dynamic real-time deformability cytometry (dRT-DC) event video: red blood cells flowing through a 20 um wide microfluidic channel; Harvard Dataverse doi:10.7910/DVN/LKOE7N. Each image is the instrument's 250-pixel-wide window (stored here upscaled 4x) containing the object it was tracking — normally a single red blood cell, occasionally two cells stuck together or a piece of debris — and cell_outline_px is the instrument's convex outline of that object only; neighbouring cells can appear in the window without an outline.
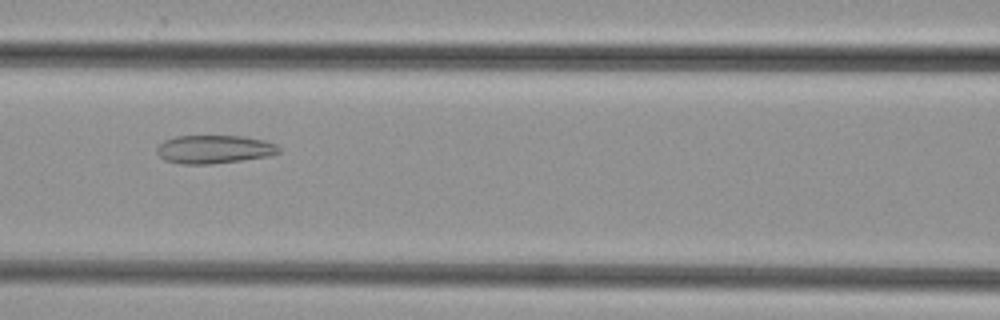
{"species": "common noctule bat (a hibernating species)", "species_latin": "Nyctalus noctula", "temperature_condition": "cold", "stored_images_in_passage": 49, "camera_frame_rate_fps": 3000, "um_per_image_px": 0.085, "animal": {"sex": "female", "body_mass_g": 29.2, "forearm_length_mm": 56.3}, "frame": {"image": 1, "passage_image": 22, "time_ms": 7.0, "image_size_px": [1000, 320], "cell_outline_px": [[280, 152], [272, 156], [212, 164], [180, 164], [164, 160], [156, 152], [156, 148], [164, 140], [176, 136], [244, 136], [264, 140], [276, 144], [280, 148]], "centroid_in_image_um": [18.22, 12.69], "position_along_channel_um": 148.4, "area_um2": 20.35}}
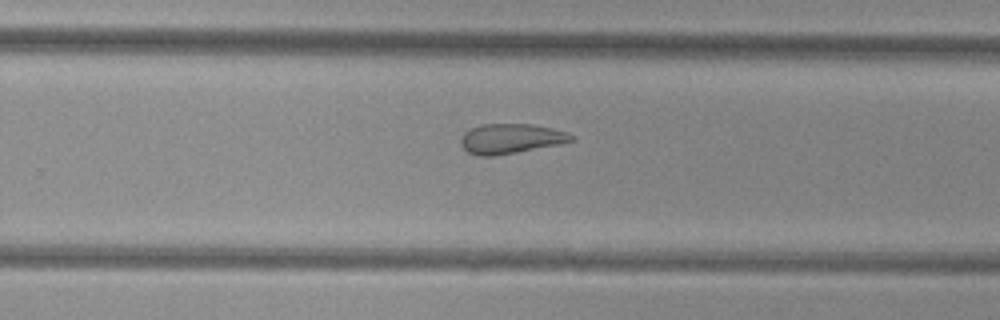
{"frame": {"image": 2, "passage_image": 32, "time_ms": 10.333, "image_size_px": [1000, 320], "cell_outline_px": [[576, 140], [560, 144], [516, 152], [492, 156], [480, 156], [468, 152], [460, 144], [460, 136], [464, 132], [480, 124], [532, 124], [552, 128], [568, 132], [576, 136]], "centroid_in_image_um": [43.44, 11.78], "position_along_channel_um": 286.4, "area_um2": 19.36}}
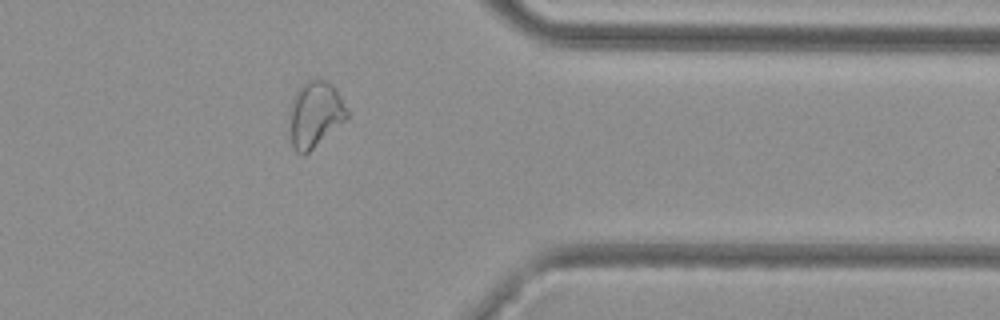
{"frame": {"image": 3, "passage_image": 40, "time_ms": 13.0, "image_size_px": [1000, 320], "cell_outline_px": [[348, 120], [304, 156], [296, 152], [292, 144], [288, 120], [288, 112], [296, 92], [308, 80], [316, 76], [332, 84], [340, 96], [348, 112]], "centroid_in_image_um": [26.78, 9.74], "position_along_channel_um": 384.6, "area_um2": 22.54}}